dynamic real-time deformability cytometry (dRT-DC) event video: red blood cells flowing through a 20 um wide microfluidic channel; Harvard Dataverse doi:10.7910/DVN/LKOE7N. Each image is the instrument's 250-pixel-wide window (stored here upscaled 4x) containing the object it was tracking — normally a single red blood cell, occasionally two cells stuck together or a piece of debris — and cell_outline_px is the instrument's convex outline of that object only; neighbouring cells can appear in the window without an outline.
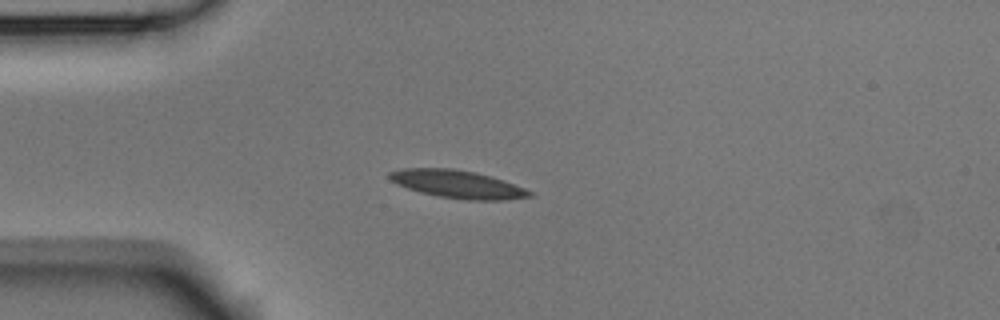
{"species": "Egyptian fruit bat (a non-hibernating species)", "species_latin": "Rousettus aegyptiacus", "temperature_condition": "room temperature", "stored_images_in_passage": 5, "camera_frame_rate_fps": 3000, "um_per_image_px": 0.085, "animal": {"sex": "male"}, "frame": {"image": 1, "passage_image": 2, "time_ms": 0.333, "image_size_px": [1000, 320], "cell_outline_px": [[536, 192], [532, 196], [504, 200], [468, 200], [440, 196], [420, 192], [396, 184], [388, 176], [388, 172], [400, 168], [452, 168], [476, 172]], "centroid_in_image_um": [38.87, 15.65], "position_along_channel_um": 46.1, "area_um2": 22.54}}
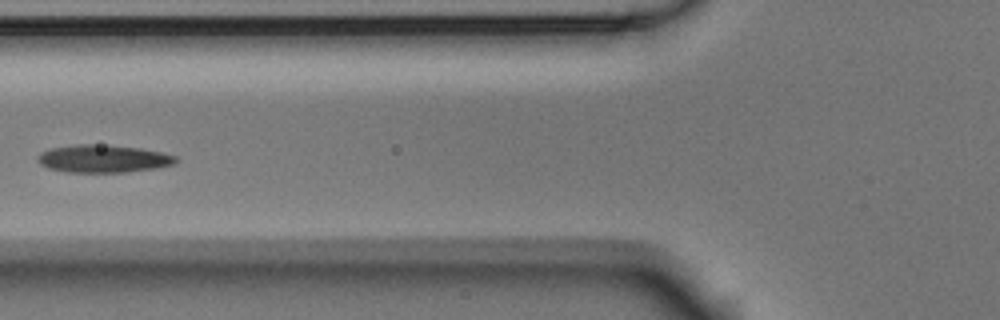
{"frame": {"image": 2, "passage_image": 4, "time_ms": 1.0, "image_size_px": [1000, 320], "cell_outline_px": [[180, 160], [176, 164], [156, 168], [128, 172], [68, 172], [48, 168], [40, 164], [36, 160], [36, 156], [40, 152], [52, 148], [76, 144], [92, 144], [140, 148], [160, 152], [176, 156]], "centroid_in_image_um": [8.78, 13.49], "position_along_channel_um": 117.0, "area_um2": 22.37}}
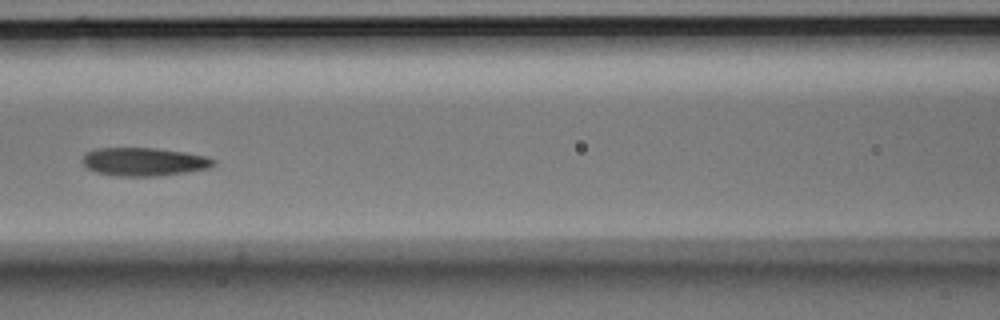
{"frame": {"image": 3, "passage_image": 5, "time_ms": 1.333, "image_size_px": [1000, 320], "cell_outline_px": [[216, 164], [208, 168], [188, 172], [156, 176], [116, 176], [96, 172], [88, 168], [80, 160], [88, 152], [96, 148], [156, 148], [184, 152], [208, 156], [216, 160]], "centroid_in_image_um": [12.26, 13.75], "position_along_channel_um": 154.3, "area_um2": 21.68}}